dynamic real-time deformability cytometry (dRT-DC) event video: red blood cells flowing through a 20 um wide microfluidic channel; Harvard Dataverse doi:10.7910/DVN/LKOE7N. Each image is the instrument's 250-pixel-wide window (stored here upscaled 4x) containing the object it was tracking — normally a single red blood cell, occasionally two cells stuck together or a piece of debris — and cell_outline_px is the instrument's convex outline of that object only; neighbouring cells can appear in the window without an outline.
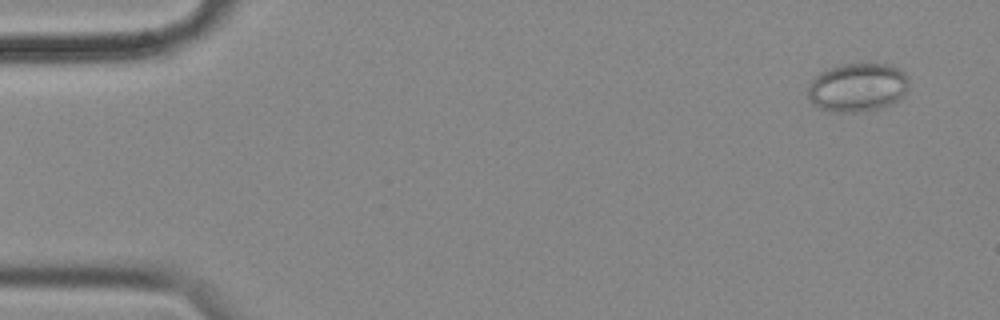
{"species": "common noctule bat (a hibernating species)", "species_latin": "Nyctalus noctula", "temperature_condition": "cold", "stored_images_in_passage": 54, "camera_frame_rate_fps": 3000, "um_per_image_px": 0.085, "animal": {"sex": "female", "body_mass_g": 18.4}, "frame": {"image": 1, "passage_image": 1, "time_ms": 0.0, "image_size_px": [1000, 320], "cell_outline_px": [[908, 88], [896, 100], [880, 108], [856, 112], [836, 112], [812, 104], [808, 96], [808, 88], [812, 80], [820, 72], [828, 68], [840, 64], [888, 64], [904, 72], [908, 76]], "centroid_in_image_um": [72.87, 7.41], "position_along_channel_um": 12.1, "area_um2": 28.26}}
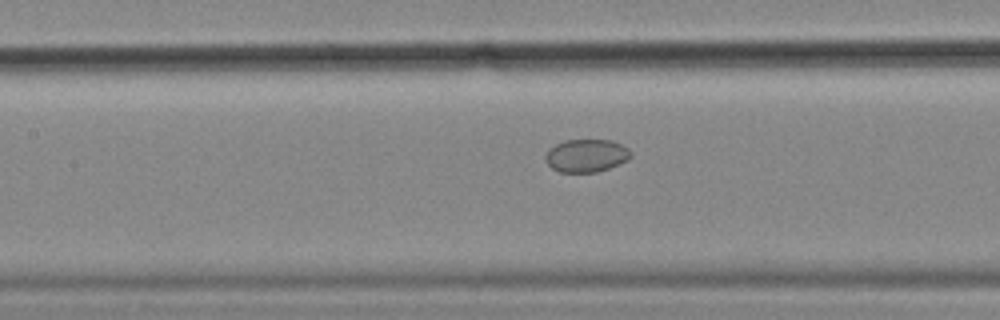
{"frame": {"image": 2, "passage_image": 23, "time_ms": 7.333, "image_size_px": [1000, 320], "cell_outline_px": [[632, 156], [628, 160], [608, 168], [596, 172], [560, 172], [552, 168], [548, 164], [544, 156], [548, 148], [564, 140], [612, 140], [628, 148], [632, 152]], "centroid_in_image_um": [49.83, 13.22], "position_along_channel_um": 157.6, "area_um2": 16.42}}
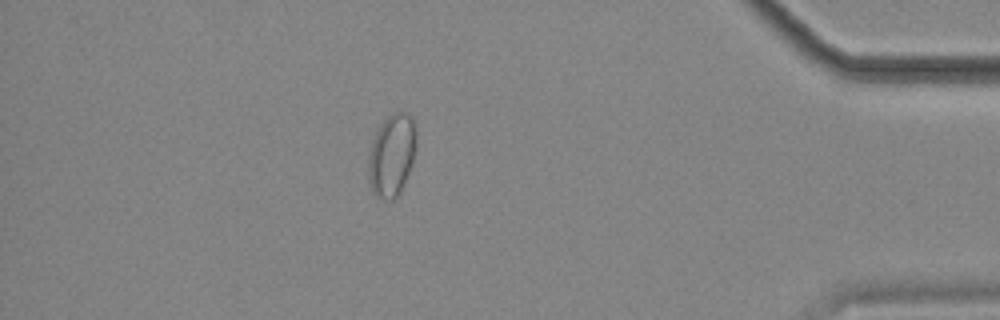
{"frame": {"image": 3, "passage_image": 47, "time_ms": 15.333, "image_size_px": [1000, 320], "cell_outline_px": [[416, 144], [412, 164], [404, 184], [400, 192], [392, 200], [384, 200], [376, 196], [372, 192], [368, 180], [368, 156], [372, 140], [380, 124], [388, 116], [396, 112], [408, 112], [412, 120], [416, 132]], "centroid_in_image_um": [33.28, 13.21], "position_along_channel_um": 401.9, "area_um2": 23.12}}